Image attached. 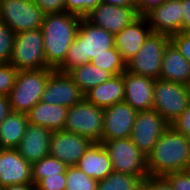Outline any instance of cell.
Instances as JSON below:
<instances>
[{
	"mask_svg": "<svg viewBox=\"0 0 190 190\" xmlns=\"http://www.w3.org/2000/svg\"><path fill=\"white\" fill-rule=\"evenodd\" d=\"M189 162L190 139L171 125L146 156L149 176H165L171 172L184 171Z\"/></svg>",
	"mask_w": 190,
	"mask_h": 190,
	"instance_id": "6da1fadb",
	"label": "cell"
},
{
	"mask_svg": "<svg viewBox=\"0 0 190 190\" xmlns=\"http://www.w3.org/2000/svg\"><path fill=\"white\" fill-rule=\"evenodd\" d=\"M80 21V16L67 12L45 14L41 31L48 68L57 70L63 64Z\"/></svg>",
	"mask_w": 190,
	"mask_h": 190,
	"instance_id": "7a4b0ae2",
	"label": "cell"
},
{
	"mask_svg": "<svg viewBox=\"0 0 190 190\" xmlns=\"http://www.w3.org/2000/svg\"><path fill=\"white\" fill-rule=\"evenodd\" d=\"M113 47H115V37L112 33L81 18L75 39L71 43L63 64L57 70L67 72L89 63Z\"/></svg>",
	"mask_w": 190,
	"mask_h": 190,
	"instance_id": "3957f363",
	"label": "cell"
},
{
	"mask_svg": "<svg viewBox=\"0 0 190 190\" xmlns=\"http://www.w3.org/2000/svg\"><path fill=\"white\" fill-rule=\"evenodd\" d=\"M52 69L20 70L8 94L12 112L27 114L40 100Z\"/></svg>",
	"mask_w": 190,
	"mask_h": 190,
	"instance_id": "277c9868",
	"label": "cell"
},
{
	"mask_svg": "<svg viewBox=\"0 0 190 190\" xmlns=\"http://www.w3.org/2000/svg\"><path fill=\"white\" fill-rule=\"evenodd\" d=\"M9 64L18 71L51 69L47 67L41 28L15 34Z\"/></svg>",
	"mask_w": 190,
	"mask_h": 190,
	"instance_id": "5b68a950",
	"label": "cell"
},
{
	"mask_svg": "<svg viewBox=\"0 0 190 190\" xmlns=\"http://www.w3.org/2000/svg\"><path fill=\"white\" fill-rule=\"evenodd\" d=\"M190 103V86L173 81L155 79L153 109L170 125Z\"/></svg>",
	"mask_w": 190,
	"mask_h": 190,
	"instance_id": "8992f818",
	"label": "cell"
},
{
	"mask_svg": "<svg viewBox=\"0 0 190 190\" xmlns=\"http://www.w3.org/2000/svg\"><path fill=\"white\" fill-rule=\"evenodd\" d=\"M104 108L97 107L83 98L68 108L64 130L102 142Z\"/></svg>",
	"mask_w": 190,
	"mask_h": 190,
	"instance_id": "52a82bcc",
	"label": "cell"
},
{
	"mask_svg": "<svg viewBox=\"0 0 190 190\" xmlns=\"http://www.w3.org/2000/svg\"><path fill=\"white\" fill-rule=\"evenodd\" d=\"M169 42V36L151 32L140 51L126 63V71L159 79L165 47Z\"/></svg>",
	"mask_w": 190,
	"mask_h": 190,
	"instance_id": "ba28073f",
	"label": "cell"
},
{
	"mask_svg": "<svg viewBox=\"0 0 190 190\" xmlns=\"http://www.w3.org/2000/svg\"><path fill=\"white\" fill-rule=\"evenodd\" d=\"M107 149L115 172L136 176H149L146 168V156L129 138L102 140Z\"/></svg>",
	"mask_w": 190,
	"mask_h": 190,
	"instance_id": "9c48e42d",
	"label": "cell"
},
{
	"mask_svg": "<svg viewBox=\"0 0 190 190\" xmlns=\"http://www.w3.org/2000/svg\"><path fill=\"white\" fill-rule=\"evenodd\" d=\"M44 16L32 0H0V19L15 34L41 28Z\"/></svg>",
	"mask_w": 190,
	"mask_h": 190,
	"instance_id": "30bf717a",
	"label": "cell"
},
{
	"mask_svg": "<svg viewBox=\"0 0 190 190\" xmlns=\"http://www.w3.org/2000/svg\"><path fill=\"white\" fill-rule=\"evenodd\" d=\"M169 126L156 110L140 111L136 114L130 139L145 156H148Z\"/></svg>",
	"mask_w": 190,
	"mask_h": 190,
	"instance_id": "8fae6325",
	"label": "cell"
},
{
	"mask_svg": "<svg viewBox=\"0 0 190 190\" xmlns=\"http://www.w3.org/2000/svg\"><path fill=\"white\" fill-rule=\"evenodd\" d=\"M139 16L136 6L99 3L84 18L92 25L116 35Z\"/></svg>",
	"mask_w": 190,
	"mask_h": 190,
	"instance_id": "7c38bea8",
	"label": "cell"
},
{
	"mask_svg": "<svg viewBox=\"0 0 190 190\" xmlns=\"http://www.w3.org/2000/svg\"><path fill=\"white\" fill-rule=\"evenodd\" d=\"M84 98V93L66 72L51 70L41 101L51 105L71 107Z\"/></svg>",
	"mask_w": 190,
	"mask_h": 190,
	"instance_id": "4fadbf2b",
	"label": "cell"
},
{
	"mask_svg": "<svg viewBox=\"0 0 190 190\" xmlns=\"http://www.w3.org/2000/svg\"><path fill=\"white\" fill-rule=\"evenodd\" d=\"M93 142L81 135L66 130L52 131L49 155L67 166H75Z\"/></svg>",
	"mask_w": 190,
	"mask_h": 190,
	"instance_id": "5bb4252c",
	"label": "cell"
},
{
	"mask_svg": "<svg viewBox=\"0 0 190 190\" xmlns=\"http://www.w3.org/2000/svg\"><path fill=\"white\" fill-rule=\"evenodd\" d=\"M144 16L153 33L171 37L183 31L182 0H166Z\"/></svg>",
	"mask_w": 190,
	"mask_h": 190,
	"instance_id": "9a60e30c",
	"label": "cell"
},
{
	"mask_svg": "<svg viewBox=\"0 0 190 190\" xmlns=\"http://www.w3.org/2000/svg\"><path fill=\"white\" fill-rule=\"evenodd\" d=\"M137 111L126 102L104 108L102 140L129 138Z\"/></svg>",
	"mask_w": 190,
	"mask_h": 190,
	"instance_id": "2e32d148",
	"label": "cell"
},
{
	"mask_svg": "<svg viewBox=\"0 0 190 190\" xmlns=\"http://www.w3.org/2000/svg\"><path fill=\"white\" fill-rule=\"evenodd\" d=\"M13 184H33L32 164L17 149L0 148V187Z\"/></svg>",
	"mask_w": 190,
	"mask_h": 190,
	"instance_id": "e0dca14e",
	"label": "cell"
},
{
	"mask_svg": "<svg viewBox=\"0 0 190 190\" xmlns=\"http://www.w3.org/2000/svg\"><path fill=\"white\" fill-rule=\"evenodd\" d=\"M123 80L124 102L137 112L152 110L155 79L125 71Z\"/></svg>",
	"mask_w": 190,
	"mask_h": 190,
	"instance_id": "ac0fdd59",
	"label": "cell"
},
{
	"mask_svg": "<svg viewBox=\"0 0 190 190\" xmlns=\"http://www.w3.org/2000/svg\"><path fill=\"white\" fill-rule=\"evenodd\" d=\"M151 32L146 17L139 15L122 31L114 35L115 48L126 63L140 51L145 39Z\"/></svg>",
	"mask_w": 190,
	"mask_h": 190,
	"instance_id": "d6986e66",
	"label": "cell"
},
{
	"mask_svg": "<svg viewBox=\"0 0 190 190\" xmlns=\"http://www.w3.org/2000/svg\"><path fill=\"white\" fill-rule=\"evenodd\" d=\"M51 133L48 128L28 122L16 149L27 162L33 164L49 155Z\"/></svg>",
	"mask_w": 190,
	"mask_h": 190,
	"instance_id": "ffe728a7",
	"label": "cell"
},
{
	"mask_svg": "<svg viewBox=\"0 0 190 190\" xmlns=\"http://www.w3.org/2000/svg\"><path fill=\"white\" fill-rule=\"evenodd\" d=\"M75 166L97 181L107 178L114 171L109 153L101 142H93Z\"/></svg>",
	"mask_w": 190,
	"mask_h": 190,
	"instance_id": "44dd1931",
	"label": "cell"
},
{
	"mask_svg": "<svg viewBox=\"0 0 190 190\" xmlns=\"http://www.w3.org/2000/svg\"><path fill=\"white\" fill-rule=\"evenodd\" d=\"M160 79L190 86V63L171 41L165 47Z\"/></svg>",
	"mask_w": 190,
	"mask_h": 190,
	"instance_id": "7402d4cb",
	"label": "cell"
},
{
	"mask_svg": "<svg viewBox=\"0 0 190 190\" xmlns=\"http://www.w3.org/2000/svg\"><path fill=\"white\" fill-rule=\"evenodd\" d=\"M124 80L123 73L113 76L106 82L92 87L86 93L84 98L93 105L101 108L112 106L124 101Z\"/></svg>",
	"mask_w": 190,
	"mask_h": 190,
	"instance_id": "603a6c76",
	"label": "cell"
},
{
	"mask_svg": "<svg viewBox=\"0 0 190 190\" xmlns=\"http://www.w3.org/2000/svg\"><path fill=\"white\" fill-rule=\"evenodd\" d=\"M68 108L51 105L41 100L27 113L28 122L51 131L64 130Z\"/></svg>",
	"mask_w": 190,
	"mask_h": 190,
	"instance_id": "cb8c5ba5",
	"label": "cell"
},
{
	"mask_svg": "<svg viewBox=\"0 0 190 190\" xmlns=\"http://www.w3.org/2000/svg\"><path fill=\"white\" fill-rule=\"evenodd\" d=\"M27 124V114L11 112L0 124V148L16 149L25 134Z\"/></svg>",
	"mask_w": 190,
	"mask_h": 190,
	"instance_id": "d4e9b609",
	"label": "cell"
},
{
	"mask_svg": "<svg viewBox=\"0 0 190 190\" xmlns=\"http://www.w3.org/2000/svg\"><path fill=\"white\" fill-rule=\"evenodd\" d=\"M66 73L83 93H86L92 87L98 86L113 77L108 71L96 67L90 62L72 68Z\"/></svg>",
	"mask_w": 190,
	"mask_h": 190,
	"instance_id": "484cf974",
	"label": "cell"
},
{
	"mask_svg": "<svg viewBox=\"0 0 190 190\" xmlns=\"http://www.w3.org/2000/svg\"><path fill=\"white\" fill-rule=\"evenodd\" d=\"M148 176H136L113 171L107 178L98 182L97 190H140L143 179Z\"/></svg>",
	"mask_w": 190,
	"mask_h": 190,
	"instance_id": "4316f807",
	"label": "cell"
},
{
	"mask_svg": "<svg viewBox=\"0 0 190 190\" xmlns=\"http://www.w3.org/2000/svg\"><path fill=\"white\" fill-rule=\"evenodd\" d=\"M67 165L51 155H47L41 160L32 164V181L35 186L46 175H57L65 173Z\"/></svg>",
	"mask_w": 190,
	"mask_h": 190,
	"instance_id": "83f0119b",
	"label": "cell"
},
{
	"mask_svg": "<svg viewBox=\"0 0 190 190\" xmlns=\"http://www.w3.org/2000/svg\"><path fill=\"white\" fill-rule=\"evenodd\" d=\"M90 63L108 71L113 76L122 74L126 71V62L122 59L121 54L115 47L108 49L107 53L95 57Z\"/></svg>",
	"mask_w": 190,
	"mask_h": 190,
	"instance_id": "f1b7e54d",
	"label": "cell"
},
{
	"mask_svg": "<svg viewBox=\"0 0 190 190\" xmlns=\"http://www.w3.org/2000/svg\"><path fill=\"white\" fill-rule=\"evenodd\" d=\"M98 182L76 166L67 167L65 190H97Z\"/></svg>",
	"mask_w": 190,
	"mask_h": 190,
	"instance_id": "f546056e",
	"label": "cell"
},
{
	"mask_svg": "<svg viewBox=\"0 0 190 190\" xmlns=\"http://www.w3.org/2000/svg\"><path fill=\"white\" fill-rule=\"evenodd\" d=\"M15 33L0 19V64L10 62Z\"/></svg>",
	"mask_w": 190,
	"mask_h": 190,
	"instance_id": "4dcf8cb0",
	"label": "cell"
},
{
	"mask_svg": "<svg viewBox=\"0 0 190 190\" xmlns=\"http://www.w3.org/2000/svg\"><path fill=\"white\" fill-rule=\"evenodd\" d=\"M18 70L11 64H0V95H8L14 87Z\"/></svg>",
	"mask_w": 190,
	"mask_h": 190,
	"instance_id": "1f68e13d",
	"label": "cell"
},
{
	"mask_svg": "<svg viewBox=\"0 0 190 190\" xmlns=\"http://www.w3.org/2000/svg\"><path fill=\"white\" fill-rule=\"evenodd\" d=\"M99 3L101 0H65V9L67 13L84 18Z\"/></svg>",
	"mask_w": 190,
	"mask_h": 190,
	"instance_id": "d6a6232c",
	"label": "cell"
},
{
	"mask_svg": "<svg viewBox=\"0 0 190 190\" xmlns=\"http://www.w3.org/2000/svg\"><path fill=\"white\" fill-rule=\"evenodd\" d=\"M34 188L36 190H65L66 189V172L57 175H46L41 179Z\"/></svg>",
	"mask_w": 190,
	"mask_h": 190,
	"instance_id": "836d02e7",
	"label": "cell"
},
{
	"mask_svg": "<svg viewBox=\"0 0 190 190\" xmlns=\"http://www.w3.org/2000/svg\"><path fill=\"white\" fill-rule=\"evenodd\" d=\"M170 41L190 63V31H181L171 36Z\"/></svg>",
	"mask_w": 190,
	"mask_h": 190,
	"instance_id": "e575fe53",
	"label": "cell"
},
{
	"mask_svg": "<svg viewBox=\"0 0 190 190\" xmlns=\"http://www.w3.org/2000/svg\"><path fill=\"white\" fill-rule=\"evenodd\" d=\"M140 190H174L164 176H148L143 179Z\"/></svg>",
	"mask_w": 190,
	"mask_h": 190,
	"instance_id": "d590c367",
	"label": "cell"
},
{
	"mask_svg": "<svg viewBox=\"0 0 190 190\" xmlns=\"http://www.w3.org/2000/svg\"><path fill=\"white\" fill-rule=\"evenodd\" d=\"M174 190H190V177L185 171L171 172L164 176Z\"/></svg>",
	"mask_w": 190,
	"mask_h": 190,
	"instance_id": "8d00e7d4",
	"label": "cell"
},
{
	"mask_svg": "<svg viewBox=\"0 0 190 190\" xmlns=\"http://www.w3.org/2000/svg\"><path fill=\"white\" fill-rule=\"evenodd\" d=\"M45 13L66 12L65 0H32Z\"/></svg>",
	"mask_w": 190,
	"mask_h": 190,
	"instance_id": "74e56055",
	"label": "cell"
},
{
	"mask_svg": "<svg viewBox=\"0 0 190 190\" xmlns=\"http://www.w3.org/2000/svg\"><path fill=\"white\" fill-rule=\"evenodd\" d=\"M176 131L183 133L190 139V103L186 110L171 125Z\"/></svg>",
	"mask_w": 190,
	"mask_h": 190,
	"instance_id": "f35d334b",
	"label": "cell"
},
{
	"mask_svg": "<svg viewBox=\"0 0 190 190\" xmlns=\"http://www.w3.org/2000/svg\"><path fill=\"white\" fill-rule=\"evenodd\" d=\"M166 0H136V9L139 15H145L152 8L160 6Z\"/></svg>",
	"mask_w": 190,
	"mask_h": 190,
	"instance_id": "ab89813d",
	"label": "cell"
},
{
	"mask_svg": "<svg viewBox=\"0 0 190 190\" xmlns=\"http://www.w3.org/2000/svg\"><path fill=\"white\" fill-rule=\"evenodd\" d=\"M12 112L8 95H0V124Z\"/></svg>",
	"mask_w": 190,
	"mask_h": 190,
	"instance_id": "60d3db41",
	"label": "cell"
},
{
	"mask_svg": "<svg viewBox=\"0 0 190 190\" xmlns=\"http://www.w3.org/2000/svg\"><path fill=\"white\" fill-rule=\"evenodd\" d=\"M183 31H190V0H182Z\"/></svg>",
	"mask_w": 190,
	"mask_h": 190,
	"instance_id": "b9f144b4",
	"label": "cell"
},
{
	"mask_svg": "<svg viewBox=\"0 0 190 190\" xmlns=\"http://www.w3.org/2000/svg\"><path fill=\"white\" fill-rule=\"evenodd\" d=\"M101 3L117 6H136V0H101Z\"/></svg>",
	"mask_w": 190,
	"mask_h": 190,
	"instance_id": "7bdbcfd3",
	"label": "cell"
},
{
	"mask_svg": "<svg viewBox=\"0 0 190 190\" xmlns=\"http://www.w3.org/2000/svg\"><path fill=\"white\" fill-rule=\"evenodd\" d=\"M2 190H34L33 184H13L2 187Z\"/></svg>",
	"mask_w": 190,
	"mask_h": 190,
	"instance_id": "ee69618b",
	"label": "cell"
},
{
	"mask_svg": "<svg viewBox=\"0 0 190 190\" xmlns=\"http://www.w3.org/2000/svg\"><path fill=\"white\" fill-rule=\"evenodd\" d=\"M184 171L190 177V162L187 164V166L185 167Z\"/></svg>",
	"mask_w": 190,
	"mask_h": 190,
	"instance_id": "f6af8a7d",
	"label": "cell"
}]
</instances>
